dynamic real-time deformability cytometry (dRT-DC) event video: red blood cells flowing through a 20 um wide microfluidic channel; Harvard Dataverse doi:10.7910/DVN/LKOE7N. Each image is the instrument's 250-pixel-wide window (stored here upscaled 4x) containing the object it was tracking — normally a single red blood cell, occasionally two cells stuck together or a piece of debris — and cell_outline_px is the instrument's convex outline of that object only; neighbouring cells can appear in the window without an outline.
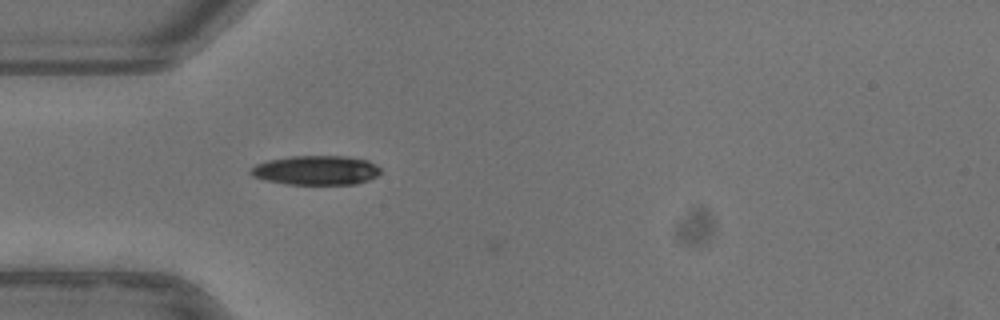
{"species": "common noctule bat (a hibernating species)", "species_latin": "Nyctalus noctula", "temperature_condition": "warm", "stored_images_in_passage": 5, "camera_frame_rate_fps": 3000, "um_per_image_px": 0.085, "animal": {"sex": "female"}, "frame": {"image": 1, "passage_image": 4, "time_ms": 1.0, "image_size_px": [1000, 320], "cell_outline_px": [[380, 172], [376, 176], [368, 180], [356, 184], [288, 184], [268, 180], [252, 176], [248, 172], [256, 164], [268, 160], [292, 156], [344, 156], [368, 160], [376, 164], [380, 168]], "centroid_in_image_um": [26.88, 14.46], "position_along_channel_um": 58.1, "area_um2": 22.08}}